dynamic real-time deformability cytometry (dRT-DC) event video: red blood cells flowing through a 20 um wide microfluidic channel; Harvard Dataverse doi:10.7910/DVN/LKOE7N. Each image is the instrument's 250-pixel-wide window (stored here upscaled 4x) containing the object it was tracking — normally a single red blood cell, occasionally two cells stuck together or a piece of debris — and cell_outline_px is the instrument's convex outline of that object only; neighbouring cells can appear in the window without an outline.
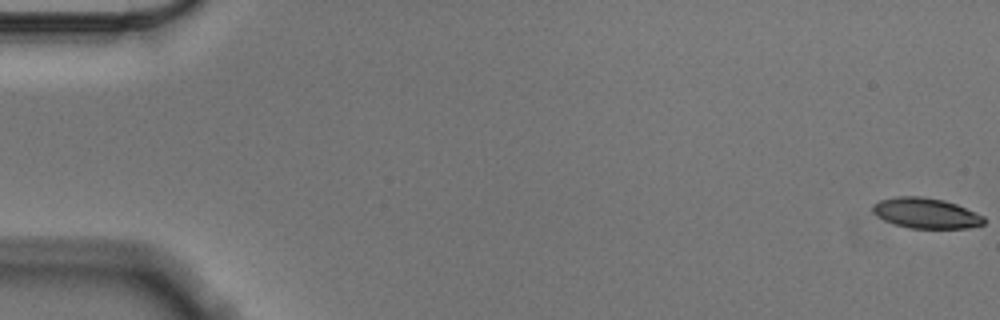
{"species": "Egyptian fruit bat (a non-hibernating species)", "species_latin": "Rousettus aegyptiacus", "temperature_condition": "cold", "stored_images_in_passage": 57, "camera_frame_rate_fps": 3000, "um_per_image_px": 0.085, "animal": {"sex": "male"}, "frame": {"image": 1, "passage_image": 1, "time_ms": 0.0, "image_size_px": [1000, 320], "cell_outline_px": [[984, 224], [968, 228], [908, 228], [884, 220], [872, 212], [872, 204], [880, 200], [896, 196], [920, 196], [944, 200], [956, 204], [984, 216]], "centroid_in_image_um": [78.68, 18.11], "position_along_channel_um": 6.3, "area_um2": 19.65}}
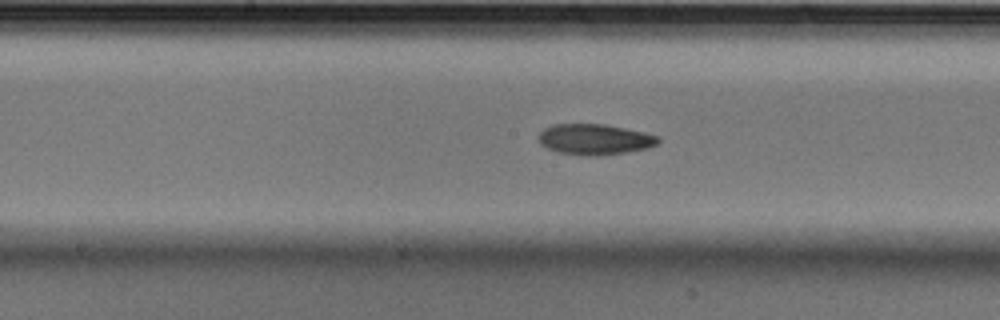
{"frame": {"image": 2, "passage_image": 30, "time_ms": 9.667, "image_size_px": [1000, 320], "cell_outline_px": [[660, 140], [656, 144], [644, 148], [624, 152], [600, 156], [580, 156], [556, 152], [540, 144], [540, 132], [544, 128], [552, 124], [604, 124], [644, 132], [660, 136]], "centroid_in_image_um": [50.52, 11.85], "position_along_channel_um": 197.7, "area_um2": 21.39}}
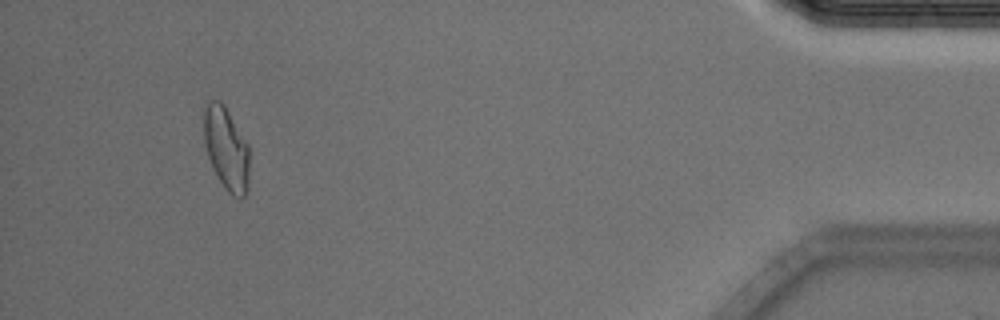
{"frame": {"image": 3, "passage_image": 54, "time_ms": 17.667, "image_size_px": [1000, 320], "cell_outline_px": [[248, 188], [244, 196], [240, 200], [232, 196], [228, 192], [220, 180], [208, 156], [204, 144], [204, 108], [208, 100], [220, 100], [224, 104], [248, 144]], "centroid_in_image_um": [19.23, 12.61], "position_along_channel_um": 416.0, "area_um2": 21.85}, "authors_computed_cell_mechanics": {"area_um2": 21.2704, "velocity_mm_per_s": 3.5345, "shape_relaxation_time_tau1_ms": 8.7639, "shape_relaxation_time_tau2_ms": 4.2567, "deformation_change_tau1": 0.1922, "deformation_change_tau2": 0.0942}}